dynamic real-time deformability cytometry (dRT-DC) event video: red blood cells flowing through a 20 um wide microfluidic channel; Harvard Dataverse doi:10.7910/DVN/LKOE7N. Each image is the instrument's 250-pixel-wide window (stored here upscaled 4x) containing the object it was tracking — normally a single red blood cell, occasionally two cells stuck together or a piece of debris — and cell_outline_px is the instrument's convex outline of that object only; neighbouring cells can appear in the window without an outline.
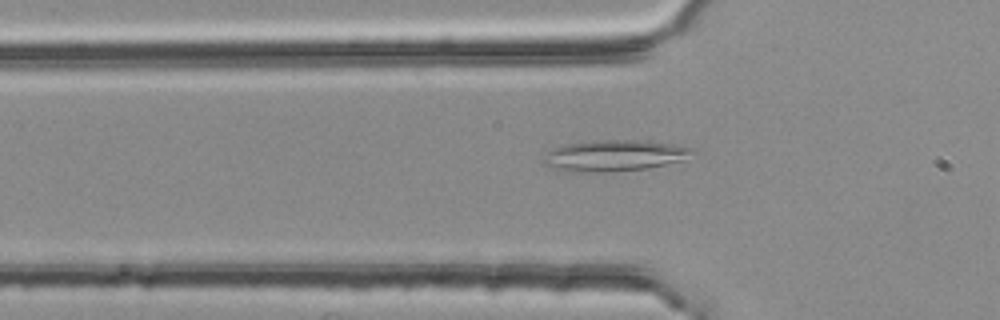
{"species": "common noctule bat (a hibernating species)", "species_latin": "Nyctalus noctula", "temperature_condition": "room temperature", "stored_images_in_passage": 6, "segment_of_instrument_passage": [2, 2], "camera_frame_rate_fps": 3000, "um_per_image_px": 0.085, "animal": {"sex": "female", "body_mass_g": 25.1}, "frame": {"image": 1, "passage_image": 6, "time_ms": 1.667, "image_size_px": [1000, 320], "cell_outline_px": [[696, 152], [680, 160], [648, 168], [580, 172], [576, 172], [552, 168], [544, 164], [540, 160], [552, 148], [568, 144], [592, 140], [648, 140], [672, 144], [692, 148]], "centroid_in_image_um": [52.17, 13.2], "position_along_channel_um": 73.6, "area_um2": 26.65}}